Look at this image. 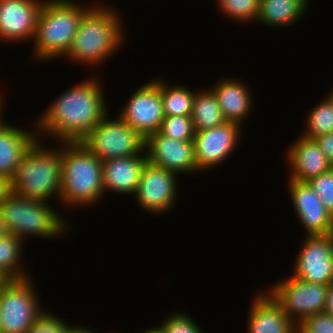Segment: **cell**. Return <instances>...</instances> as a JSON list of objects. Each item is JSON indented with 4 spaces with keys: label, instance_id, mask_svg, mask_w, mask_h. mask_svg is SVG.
Listing matches in <instances>:
<instances>
[{
    "label": "cell",
    "instance_id": "cell-19",
    "mask_svg": "<svg viewBox=\"0 0 333 333\" xmlns=\"http://www.w3.org/2000/svg\"><path fill=\"white\" fill-rule=\"evenodd\" d=\"M263 293V294H262ZM255 295L250 308L248 333H294L295 324L267 292Z\"/></svg>",
    "mask_w": 333,
    "mask_h": 333
},
{
    "label": "cell",
    "instance_id": "cell-17",
    "mask_svg": "<svg viewBox=\"0 0 333 333\" xmlns=\"http://www.w3.org/2000/svg\"><path fill=\"white\" fill-rule=\"evenodd\" d=\"M287 151L290 180L309 182L333 166L320 150L315 139L299 136Z\"/></svg>",
    "mask_w": 333,
    "mask_h": 333
},
{
    "label": "cell",
    "instance_id": "cell-38",
    "mask_svg": "<svg viewBox=\"0 0 333 333\" xmlns=\"http://www.w3.org/2000/svg\"><path fill=\"white\" fill-rule=\"evenodd\" d=\"M7 234H9V231L6 227V223L2 217V213L0 211V238L4 237Z\"/></svg>",
    "mask_w": 333,
    "mask_h": 333
},
{
    "label": "cell",
    "instance_id": "cell-9",
    "mask_svg": "<svg viewBox=\"0 0 333 333\" xmlns=\"http://www.w3.org/2000/svg\"><path fill=\"white\" fill-rule=\"evenodd\" d=\"M268 293L298 325L306 317L324 312L328 285L305 282L292 275L273 284Z\"/></svg>",
    "mask_w": 333,
    "mask_h": 333
},
{
    "label": "cell",
    "instance_id": "cell-40",
    "mask_svg": "<svg viewBox=\"0 0 333 333\" xmlns=\"http://www.w3.org/2000/svg\"><path fill=\"white\" fill-rule=\"evenodd\" d=\"M2 99H3L2 96H0V123L2 122V119L4 120V118H2V114H3V112H1V111L4 110V108H3L4 103L2 102V101H3ZM2 104H3V105H2ZM2 109H3V110H2Z\"/></svg>",
    "mask_w": 333,
    "mask_h": 333
},
{
    "label": "cell",
    "instance_id": "cell-2",
    "mask_svg": "<svg viewBox=\"0 0 333 333\" xmlns=\"http://www.w3.org/2000/svg\"><path fill=\"white\" fill-rule=\"evenodd\" d=\"M95 5L91 4L83 14L73 43L65 55L88 66H97L109 59L122 45L125 36L119 12L105 4Z\"/></svg>",
    "mask_w": 333,
    "mask_h": 333
},
{
    "label": "cell",
    "instance_id": "cell-21",
    "mask_svg": "<svg viewBox=\"0 0 333 333\" xmlns=\"http://www.w3.org/2000/svg\"><path fill=\"white\" fill-rule=\"evenodd\" d=\"M217 97L220 109L228 122L241 125L251 112L252 97L250 88L234 79H223L210 88Z\"/></svg>",
    "mask_w": 333,
    "mask_h": 333
},
{
    "label": "cell",
    "instance_id": "cell-37",
    "mask_svg": "<svg viewBox=\"0 0 333 333\" xmlns=\"http://www.w3.org/2000/svg\"><path fill=\"white\" fill-rule=\"evenodd\" d=\"M12 279L0 270V291L11 281Z\"/></svg>",
    "mask_w": 333,
    "mask_h": 333
},
{
    "label": "cell",
    "instance_id": "cell-41",
    "mask_svg": "<svg viewBox=\"0 0 333 333\" xmlns=\"http://www.w3.org/2000/svg\"><path fill=\"white\" fill-rule=\"evenodd\" d=\"M294 333H306L299 325H296Z\"/></svg>",
    "mask_w": 333,
    "mask_h": 333
},
{
    "label": "cell",
    "instance_id": "cell-31",
    "mask_svg": "<svg viewBox=\"0 0 333 333\" xmlns=\"http://www.w3.org/2000/svg\"><path fill=\"white\" fill-rule=\"evenodd\" d=\"M44 310L34 321L28 333H67L71 325L62 318Z\"/></svg>",
    "mask_w": 333,
    "mask_h": 333
},
{
    "label": "cell",
    "instance_id": "cell-11",
    "mask_svg": "<svg viewBox=\"0 0 333 333\" xmlns=\"http://www.w3.org/2000/svg\"><path fill=\"white\" fill-rule=\"evenodd\" d=\"M296 255L293 276L309 283L329 285L333 281V236H306Z\"/></svg>",
    "mask_w": 333,
    "mask_h": 333
},
{
    "label": "cell",
    "instance_id": "cell-12",
    "mask_svg": "<svg viewBox=\"0 0 333 333\" xmlns=\"http://www.w3.org/2000/svg\"><path fill=\"white\" fill-rule=\"evenodd\" d=\"M177 175L147 161L134 195L138 205L153 214H163L174 207L177 201Z\"/></svg>",
    "mask_w": 333,
    "mask_h": 333
},
{
    "label": "cell",
    "instance_id": "cell-3",
    "mask_svg": "<svg viewBox=\"0 0 333 333\" xmlns=\"http://www.w3.org/2000/svg\"><path fill=\"white\" fill-rule=\"evenodd\" d=\"M39 140L34 141L15 167L8 181L10 191L42 202H48L55 194L60 201L61 147L47 149Z\"/></svg>",
    "mask_w": 333,
    "mask_h": 333
},
{
    "label": "cell",
    "instance_id": "cell-26",
    "mask_svg": "<svg viewBox=\"0 0 333 333\" xmlns=\"http://www.w3.org/2000/svg\"><path fill=\"white\" fill-rule=\"evenodd\" d=\"M306 121V131L302 135L306 138L314 139L333 132V104L327 96L309 111Z\"/></svg>",
    "mask_w": 333,
    "mask_h": 333
},
{
    "label": "cell",
    "instance_id": "cell-7",
    "mask_svg": "<svg viewBox=\"0 0 333 333\" xmlns=\"http://www.w3.org/2000/svg\"><path fill=\"white\" fill-rule=\"evenodd\" d=\"M102 162L118 157L141 155L145 151V138L120 116L108 119V114L81 141Z\"/></svg>",
    "mask_w": 333,
    "mask_h": 333
},
{
    "label": "cell",
    "instance_id": "cell-28",
    "mask_svg": "<svg viewBox=\"0 0 333 333\" xmlns=\"http://www.w3.org/2000/svg\"><path fill=\"white\" fill-rule=\"evenodd\" d=\"M159 132L174 140L189 141L196 131L191 116H165Z\"/></svg>",
    "mask_w": 333,
    "mask_h": 333
},
{
    "label": "cell",
    "instance_id": "cell-6",
    "mask_svg": "<svg viewBox=\"0 0 333 333\" xmlns=\"http://www.w3.org/2000/svg\"><path fill=\"white\" fill-rule=\"evenodd\" d=\"M0 211L9 233L21 240L30 235L45 239L58 238L70 229L61 214L50 207L49 202L27 199L12 191L4 198Z\"/></svg>",
    "mask_w": 333,
    "mask_h": 333
},
{
    "label": "cell",
    "instance_id": "cell-25",
    "mask_svg": "<svg viewBox=\"0 0 333 333\" xmlns=\"http://www.w3.org/2000/svg\"><path fill=\"white\" fill-rule=\"evenodd\" d=\"M25 241L9 233L0 238V270L11 279L30 277L21 264L22 243Z\"/></svg>",
    "mask_w": 333,
    "mask_h": 333
},
{
    "label": "cell",
    "instance_id": "cell-4",
    "mask_svg": "<svg viewBox=\"0 0 333 333\" xmlns=\"http://www.w3.org/2000/svg\"><path fill=\"white\" fill-rule=\"evenodd\" d=\"M62 146L61 204L78 207L96 203L105 195L102 161L82 142H64Z\"/></svg>",
    "mask_w": 333,
    "mask_h": 333
},
{
    "label": "cell",
    "instance_id": "cell-32",
    "mask_svg": "<svg viewBox=\"0 0 333 333\" xmlns=\"http://www.w3.org/2000/svg\"><path fill=\"white\" fill-rule=\"evenodd\" d=\"M298 325L306 333H333V316L320 312L306 317Z\"/></svg>",
    "mask_w": 333,
    "mask_h": 333
},
{
    "label": "cell",
    "instance_id": "cell-16",
    "mask_svg": "<svg viewBox=\"0 0 333 333\" xmlns=\"http://www.w3.org/2000/svg\"><path fill=\"white\" fill-rule=\"evenodd\" d=\"M43 3L44 0H0V40L33 41Z\"/></svg>",
    "mask_w": 333,
    "mask_h": 333
},
{
    "label": "cell",
    "instance_id": "cell-39",
    "mask_svg": "<svg viewBox=\"0 0 333 333\" xmlns=\"http://www.w3.org/2000/svg\"><path fill=\"white\" fill-rule=\"evenodd\" d=\"M143 333H164V331L160 328V326H158L156 328L152 327V328H150L148 330H145Z\"/></svg>",
    "mask_w": 333,
    "mask_h": 333
},
{
    "label": "cell",
    "instance_id": "cell-14",
    "mask_svg": "<svg viewBox=\"0 0 333 333\" xmlns=\"http://www.w3.org/2000/svg\"><path fill=\"white\" fill-rule=\"evenodd\" d=\"M148 162L176 174L199 172L195 161L193 140L180 141L160 132L145 139Z\"/></svg>",
    "mask_w": 333,
    "mask_h": 333
},
{
    "label": "cell",
    "instance_id": "cell-8",
    "mask_svg": "<svg viewBox=\"0 0 333 333\" xmlns=\"http://www.w3.org/2000/svg\"><path fill=\"white\" fill-rule=\"evenodd\" d=\"M30 277L12 279L0 291V322L2 333H28L44 311L38 301Z\"/></svg>",
    "mask_w": 333,
    "mask_h": 333
},
{
    "label": "cell",
    "instance_id": "cell-13",
    "mask_svg": "<svg viewBox=\"0 0 333 333\" xmlns=\"http://www.w3.org/2000/svg\"><path fill=\"white\" fill-rule=\"evenodd\" d=\"M240 126L226 121L214 128L195 132L194 154L200 172L219 166V163H223L228 155L232 154L240 143L242 135Z\"/></svg>",
    "mask_w": 333,
    "mask_h": 333
},
{
    "label": "cell",
    "instance_id": "cell-15",
    "mask_svg": "<svg viewBox=\"0 0 333 333\" xmlns=\"http://www.w3.org/2000/svg\"><path fill=\"white\" fill-rule=\"evenodd\" d=\"M288 184L290 200L306 236L332 234L333 217L309 183L289 179Z\"/></svg>",
    "mask_w": 333,
    "mask_h": 333
},
{
    "label": "cell",
    "instance_id": "cell-34",
    "mask_svg": "<svg viewBox=\"0 0 333 333\" xmlns=\"http://www.w3.org/2000/svg\"><path fill=\"white\" fill-rule=\"evenodd\" d=\"M324 312L333 316V281L328 285V295Z\"/></svg>",
    "mask_w": 333,
    "mask_h": 333
},
{
    "label": "cell",
    "instance_id": "cell-10",
    "mask_svg": "<svg viewBox=\"0 0 333 333\" xmlns=\"http://www.w3.org/2000/svg\"><path fill=\"white\" fill-rule=\"evenodd\" d=\"M131 95L120 117L143 138L159 132L165 117L160 93V80L150 81Z\"/></svg>",
    "mask_w": 333,
    "mask_h": 333
},
{
    "label": "cell",
    "instance_id": "cell-20",
    "mask_svg": "<svg viewBox=\"0 0 333 333\" xmlns=\"http://www.w3.org/2000/svg\"><path fill=\"white\" fill-rule=\"evenodd\" d=\"M5 122L0 123V177L9 181L18 162L38 138V131L28 132Z\"/></svg>",
    "mask_w": 333,
    "mask_h": 333
},
{
    "label": "cell",
    "instance_id": "cell-29",
    "mask_svg": "<svg viewBox=\"0 0 333 333\" xmlns=\"http://www.w3.org/2000/svg\"><path fill=\"white\" fill-rule=\"evenodd\" d=\"M308 183L333 217V167L327 172L311 179Z\"/></svg>",
    "mask_w": 333,
    "mask_h": 333
},
{
    "label": "cell",
    "instance_id": "cell-36",
    "mask_svg": "<svg viewBox=\"0 0 333 333\" xmlns=\"http://www.w3.org/2000/svg\"><path fill=\"white\" fill-rule=\"evenodd\" d=\"M67 333H96L94 330H89L87 327H82V326H71L68 330Z\"/></svg>",
    "mask_w": 333,
    "mask_h": 333
},
{
    "label": "cell",
    "instance_id": "cell-5",
    "mask_svg": "<svg viewBox=\"0 0 333 333\" xmlns=\"http://www.w3.org/2000/svg\"><path fill=\"white\" fill-rule=\"evenodd\" d=\"M90 7L73 0H45L33 38L35 57L44 61L64 57L73 43L83 14Z\"/></svg>",
    "mask_w": 333,
    "mask_h": 333
},
{
    "label": "cell",
    "instance_id": "cell-42",
    "mask_svg": "<svg viewBox=\"0 0 333 333\" xmlns=\"http://www.w3.org/2000/svg\"><path fill=\"white\" fill-rule=\"evenodd\" d=\"M333 104V91H331V93L329 94V96L327 97Z\"/></svg>",
    "mask_w": 333,
    "mask_h": 333
},
{
    "label": "cell",
    "instance_id": "cell-35",
    "mask_svg": "<svg viewBox=\"0 0 333 333\" xmlns=\"http://www.w3.org/2000/svg\"><path fill=\"white\" fill-rule=\"evenodd\" d=\"M9 192L10 188L8 180H6L3 177H0V205Z\"/></svg>",
    "mask_w": 333,
    "mask_h": 333
},
{
    "label": "cell",
    "instance_id": "cell-24",
    "mask_svg": "<svg viewBox=\"0 0 333 333\" xmlns=\"http://www.w3.org/2000/svg\"><path fill=\"white\" fill-rule=\"evenodd\" d=\"M160 93L165 116H191L195 93L183 85H168L160 80Z\"/></svg>",
    "mask_w": 333,
    "mask_h": 333
},
{
    "label": "cell",
    "instance_id": "cell-27",
    "mask_svg": "<svg viewBox=\"0 0 333 333\" xmlns=\"http://www.w3.org/2000/svg\"><path fill=\"white\" fill-rule=\"evenodd\" d=\"M222 14L237 21H258L260 0H216ZM256 19V20H255Z\"/></svg>",
    "mask_w": 333,
    "mask_h": 333
},
{
    "label": "cell",
    "instance_id": "cell-33",
    "mask_svg": "<svg viewBox=\"0 0 333 333\" xmlns=\"http://www.w3.org/2000/svg\"><path fill=\"white\" fill-rule=\"evenodd\" d=\"M314 139L319 145L320 150L325 154V157L333 166V132L326 135L317 136Z\"/></svg>",
    "mask_w": 333,
    "mask_h": 333
},
{
    "label": "cell",
    "instance_id": "cell-18",
    "mask_svg": "<svg viewBox=\"0 0 333 333\" xmlns=\"http://www.w3.org/2000/svg\"><path fill=\"white\" fill-rule=\"evenodd\" d=\"M144 155L118 157L102 162L103 188L119 194H134L137 191L143 167L147 162Z\"/></svg>",
    "mask_w": 333,
    "mask_h": 333
},
{
    "label": "cell",
    "instance_id": "cell-23",
    "mask_svg": "<svg viewBox=\"0 0 333 333\" xmlns=\"http://www.w3.org/2000/svg\"><path fill=\"white\" fill-rule=\"evenodd\" d=\"M191 117L196 132L211 129L226 122L217 97L210 88L195 93Z\"/></svg>",
    "mask_w": 333,
    "mask_h": 333
},
{
    "label": "cell",
    "instance_id": "cell-22",
    "mask_svg": "<svg viewBox=\"0 0 333 333\" xmlns=\"http://www.w3.org/2000/svg\"><path fill=\"white\" fill-rule=\"evenodd\" d=\"M308 3L309 0H260L257 19L270 27L291 26L303 17Z\"/></svg>",
    "mask_w": 333,
    "mask_h": 333
},
{
    "label": "cell",
    "instance_id": "cell-30",
    "mask_svg": "<svg viewBox=\"0 0 333 333\" xmlns=\"http://www.w3.org/2000/svg\"><path fill=\"white\" fill-rule=\"evenodd\" d=\"M186 313H176L164 319L160 328L164 333H203L197 323Z\"/></svg>",
    "mask_w": 333,
    "mask_h": 333
},
{
    "label": "cell",
    "instance_id": "cell-1",
    "mask_svg": "<svg viewBox=\"0 0 333 333\" xmlns=\"http://www.w3.org/2000/svg\"><path fill=\"white\" fill-rule=\"evenodd\" d=\"M92 78L67 89L44 110L37 121L38 138L48 135L61 144L81 142L107 115L103 88L97 77Z\"/></svg>",
    "mask_w": 333,
    "mask_h": 333
}]
</instances>
